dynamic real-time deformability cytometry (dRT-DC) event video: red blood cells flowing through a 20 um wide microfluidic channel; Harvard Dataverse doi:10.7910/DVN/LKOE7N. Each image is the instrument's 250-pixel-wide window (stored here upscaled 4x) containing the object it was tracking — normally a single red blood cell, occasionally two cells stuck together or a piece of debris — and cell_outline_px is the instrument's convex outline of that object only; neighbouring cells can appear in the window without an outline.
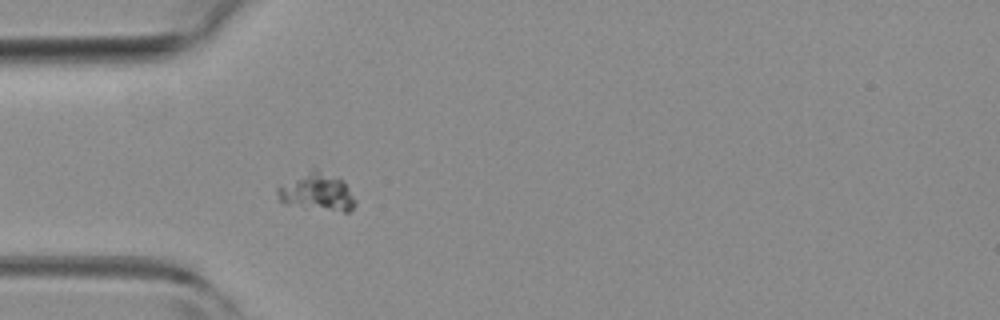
{"species": "common noctule bat (a hibernating species)", "species_latin": "Nyctalus noctula", "temperature_condition": "room temperature", "stored_images_in_passage": 50, "camera_frame_rate_fps": 3000, "um_per_image_px": 0.085, "animal": {"sex": "female", "body_mass_g": 19.3, "forearm_length_mm": 54.1}, "frame": {"image": 1, "passage_image": 13, "time_ms": 4.0, "image_size_px": [1000, 320], "cell_outline_px": [[356, 204], [348, 212], [344, 212], [304, 208], [284, 204], [276, 196], [276, 188], [280, 184], [316, 168], [336, 176], [344, 180], [356, 200]], "centroid_in_image_um": [26.94, 16.34], "position_along_channel_um": 58.1, "area_um2": 17.4}}
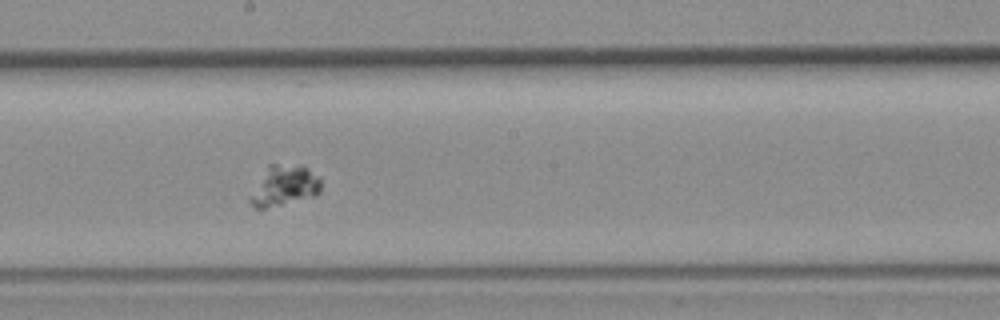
{"frame": {"image": 2, "passage_image": 26, "time_ms": 8.333, "image_size_px": [1000, 320], "cell_outline_px": [[320, 192], [316, 196], [264, 208], [252, 208], [248, 200], [248, 196], [268, 164], [300, 164], [308, 168], [320, 176]], "centroid_in_image_um": [24.15, 15.77], "position_along_channel_um": 224.1, "area_um2": 16.99}}
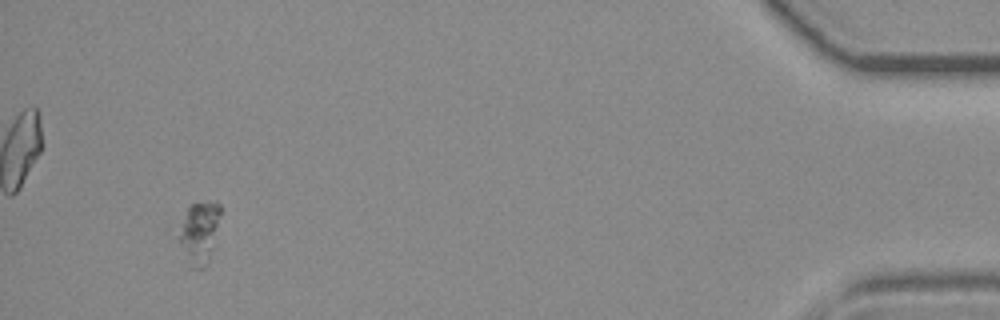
{"frame": {"image": 3, "passage_image": 47, "time_ms": 15.333, "image_size_px": [1000, 320], "cell_outline_px": [[220, 212], [216, 248], [208, 264], [204, 268], [188, 268], [176, 236], [176, 224], [188, 204], [216, 200], [220, 204]], "centroid_in_image_um": [16.89, 19.78], "position_along_channel_um": 418.3, "area_um2": 16.7}}